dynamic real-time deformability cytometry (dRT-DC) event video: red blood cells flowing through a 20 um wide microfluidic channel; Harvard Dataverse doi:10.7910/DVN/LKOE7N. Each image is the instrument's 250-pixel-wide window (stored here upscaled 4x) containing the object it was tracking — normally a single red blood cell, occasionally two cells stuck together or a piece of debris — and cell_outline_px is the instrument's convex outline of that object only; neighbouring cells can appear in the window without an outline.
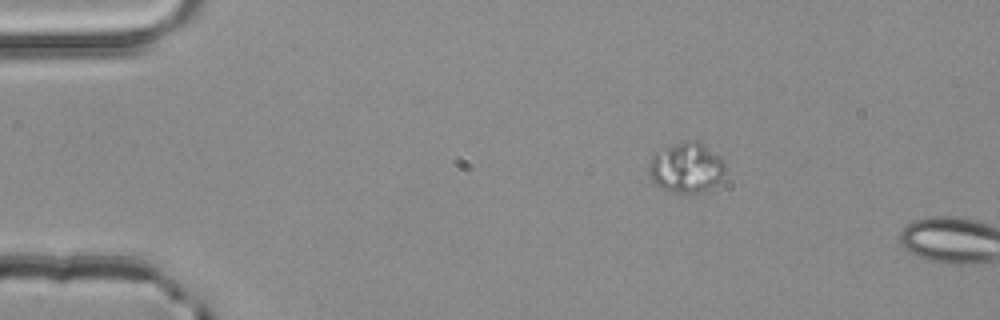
{"species": "common noctule bat (a hibernating species)", "species_latin": "Nyctalus noctula", "temperature_condition": "room temperature", "stored_images_in_passage": 2, "segment_of_instrument_passage": [1, 2], "camera_frame_rate_fps": 3000, "um_per_image_px": 0.085, "animal": {"sex": "male", "body_mass_g": 20.4}, "frame": {"image": 1, "passage_image": 1, "time_ms": 0.0, "image_size_px": [1000, 320], "cell_outline_px": [[724, 172], [720, 180], [716, 184], [704, 192], [676, 192], [660, 188], [652, 180], [648, 172], [648, 164], [652, 152], [676, 144], [692, 140], [696, 140], [720, 156], [724, 164]], "centroid_in_image_um": [58.3, 14.25], "position_along_channel_um": 26.7, "area_um2": 22.2}}